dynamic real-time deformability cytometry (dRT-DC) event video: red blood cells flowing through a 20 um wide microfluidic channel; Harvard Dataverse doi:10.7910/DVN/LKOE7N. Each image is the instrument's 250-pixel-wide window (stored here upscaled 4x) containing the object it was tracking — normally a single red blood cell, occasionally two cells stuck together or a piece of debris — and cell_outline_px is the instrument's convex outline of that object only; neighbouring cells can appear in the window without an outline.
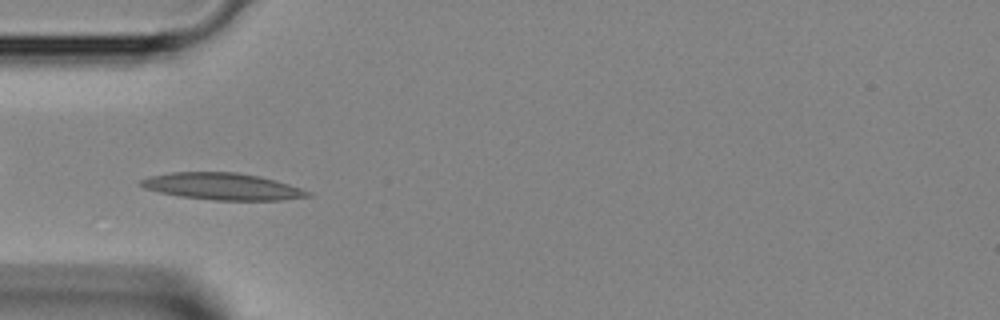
{"species": "Egyptian fruit bat (a non-hibernating species)", "species_latin": "Rousettus aegyptiacus", "temperature_condition": "room temperature", "stored_images_in_passage": 32, "camera_frame_rate_fps": 3000, "um_per_image_px": 0.085, "animal": {"sex": "female"}, "frame": {"image": 1, "passage_image": 8, "time_ms": 2.333, "image_size_px": [1000, 320], "cell_outline_px": [[312, 196], [280, 200], [212, 200], [180, 196], [160, 192], [144, 188], [140, 184], [140, 180], [148, 176], [172, 172], [236, 172], [260, 176], [276, 180], [312, 192]], "centroid_in_image_um": [18.91, 15.84], "position_along_channel_um": 66.1, "area_um2": 26.07}}
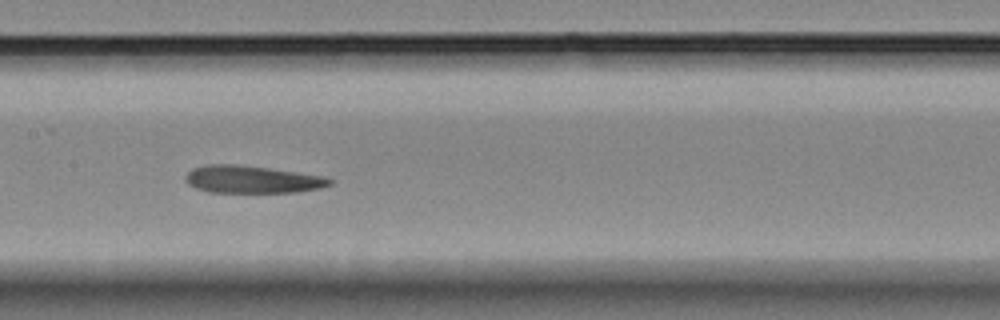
{"frame": {"image": 2, "passage_image": 16, "time_ms": 5.0, "image_size_px": [1000, 320], "cell_outline_px": [[332, 184], [320, 188], [296, 192], [208, 192], [196, 188], [188, 184], [184, 180], [184, 176], [192, 168], [204, 164], [236, 164], [268, 168], [324, 176], [332, 180]], "centroid_in_image_um": [21.37, 15.24], "position_along_channel_um": 186.0, "area_um2": 23.12}}
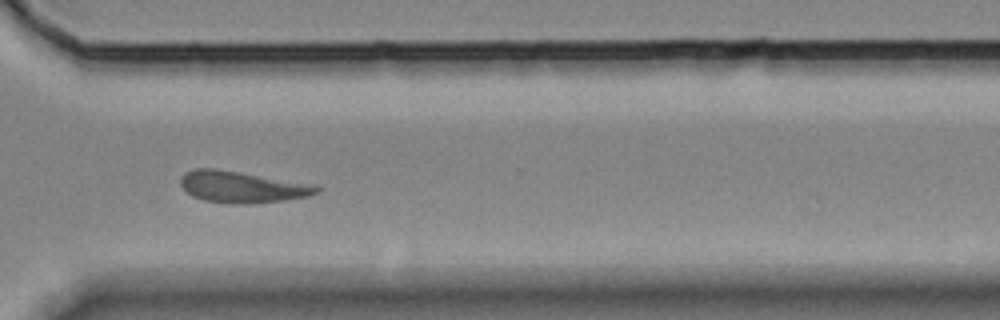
{"frame": {"image": 3, "passage_image": 27, "time_ms": 8.667, "image_size_px": [1000, 320], "cell_outline_px": [[320, 192], [308, 196], [284, 200], [248, 204], [232, 204], [204, 200], [192, 196], [180, 184], [180, 176], [184, 172], [192, 168], [216, 168], [320, 184]], "centroid_in_image_um": [20.62, 15.87], "position_along_channel_um": 350.0, "area_um2": 25.55}}